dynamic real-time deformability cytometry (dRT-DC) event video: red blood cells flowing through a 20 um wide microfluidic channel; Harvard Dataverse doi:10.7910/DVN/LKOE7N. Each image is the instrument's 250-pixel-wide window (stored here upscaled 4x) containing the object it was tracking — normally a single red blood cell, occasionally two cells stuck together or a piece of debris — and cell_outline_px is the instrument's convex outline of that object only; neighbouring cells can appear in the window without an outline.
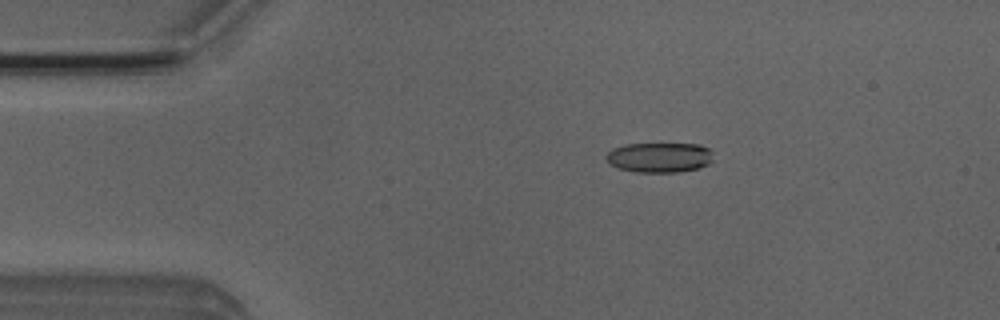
{"species": "Egyptian fruit bat (a non-hibernating species)", "species_latin": "Rousettus aegyptiacus", "temperature_condition": "room temperature", "stored_images_in_passage": 5, "camera_frame_rate_fps": 3000, "um_per_image_px": 0.085, "animal": {"sex": "male"}, "frame": {"image": 1, "passage_image": 3, "time_ms": 0.667, "image_size_px": [1000, 320], "cell_outline_px": [[712, 160], [708, 164], [696, 168], [676, 172], [636, 172], [616, 168], [604, 156], [612, 148], [628, 144], [700, 144], [708, 148], [712, 152]], "centroid_in_image_um": [56.04, 13.37], "position_along_channel_um": 29.0, "area_um2": 18.61}}